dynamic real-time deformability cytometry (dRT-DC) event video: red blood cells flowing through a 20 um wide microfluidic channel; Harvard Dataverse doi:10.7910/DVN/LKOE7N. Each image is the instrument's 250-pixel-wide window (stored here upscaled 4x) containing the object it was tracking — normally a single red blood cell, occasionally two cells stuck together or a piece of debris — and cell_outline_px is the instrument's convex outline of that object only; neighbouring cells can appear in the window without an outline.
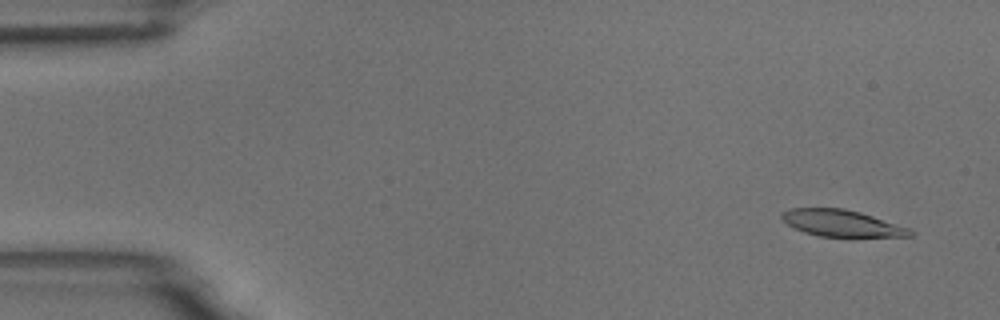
{"species": "common noctule bat (a hibernating species)", "species_latin": "Nyctalus noctula", "temperature_condition": "room temperature", "stored_images_in_passage": 5, "camera_frame_rate_fps": 3000, "um_per_image_px": 0.085, "animal": {"sex": "male", "body_mass_g": 18.8}, "frame": {"image": 1, "passage_image": 1, "time_ms": 0.0, "image_size_px": [1000, 320], "cell_outline_px": [[912, 236], [820, 236], [804, 232], [788, 224], [780, 216], [784, 212], [792, 208], [844, 208], [860, 212], [908, 228], [912, 232]], "centroid_in_image_um": [71.51, 18.96], "position_along_channel_um": 13.5, "area_um2": 19.31}}
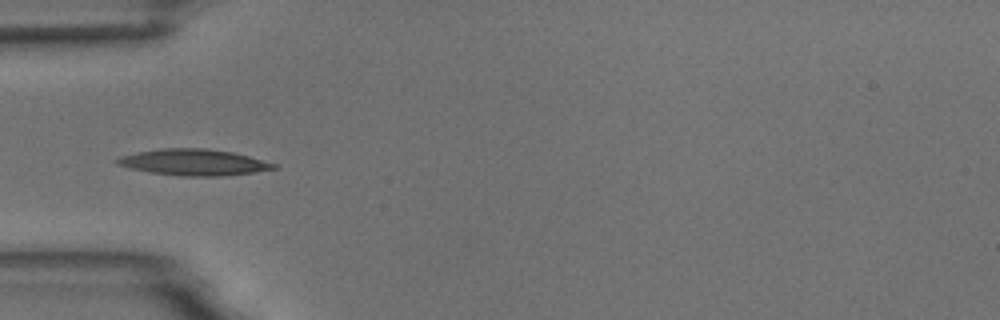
{"frame": {"image": 2, "passage_image": 5, "time_ms": 4.667, "image_size_px": [1000, 320], "cell_outline_px": [[276, 168], [256, 172], [224, 176], [184, 176], [148, 172], [116, 164], [112, 160], [120, 156], [136, 152], [160, 148], [204, 148], [232, 152], [248, 156], [276, 164]], "centroid_in_image_um": [16.41, 13.79], "position_along_channel_um": 68.6, "area_um2": 23.93}}